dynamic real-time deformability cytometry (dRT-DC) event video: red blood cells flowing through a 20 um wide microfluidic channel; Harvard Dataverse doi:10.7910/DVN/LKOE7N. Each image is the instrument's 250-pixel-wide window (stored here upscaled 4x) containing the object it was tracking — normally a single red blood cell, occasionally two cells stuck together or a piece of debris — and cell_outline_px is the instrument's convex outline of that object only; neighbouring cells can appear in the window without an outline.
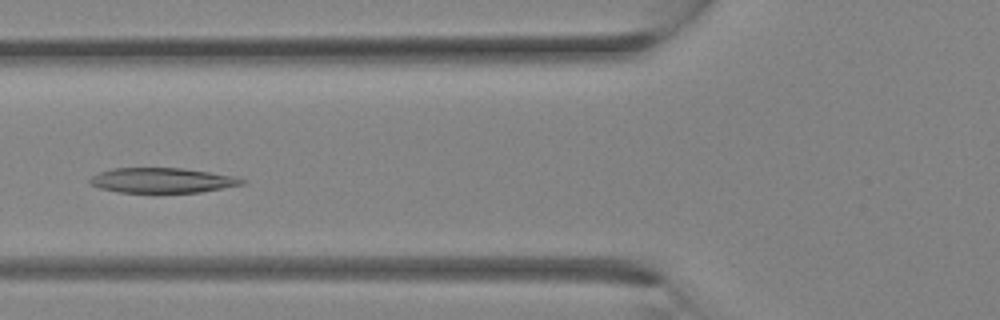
{"species": "Egyptian fruit bat (a non-hibernating species)", "species_latin": "Rousettus aegyptiacus", "temperature_condition": "room temperature", "stored_images_in_passage": 30, "camera_frame_rate_fps": 3000, "um_per_image_px": 0.085, "animal": {"sex": "female"}, "frame": {"image": 1, "passage_image": 11, "time_ms": 3.333, "image_size_px": [1000, 320], "cell_outline_px": [[248, 180], [244, 184], [200, 192], [116, 192], [100, 188], [88, 184], [88, 180], [92, 176], [100, 172], [112, 168], [184, 168], [236, 176]], "centroid_in_image_um": [13.79, 15.32], "position_along_channel_um": 112.0, "area_um2": 22.25}}
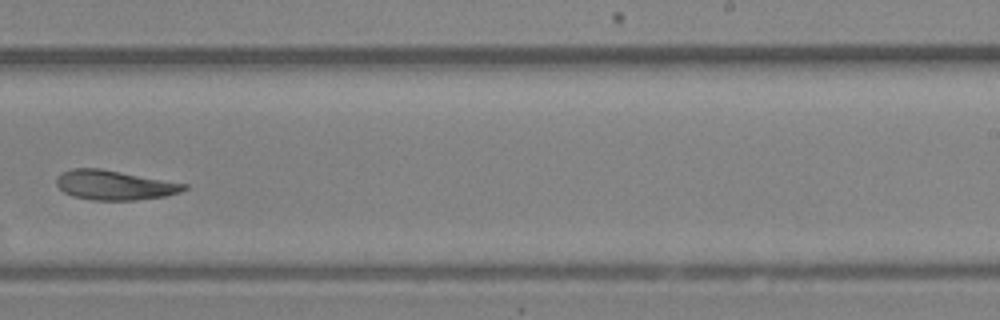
{"frame": {"image": 2, "passage_image": 19, "time_ms": 6.0, "image_size_px": [1000, 320], "cell_outline_px": [[188, 188], [180, 192], [164, 196], [136, 200], [92, 200], [72, 196], [64, 192], [56, 184], [56, 176], [60, 172], [72, 168], [100, 168], [188, 184]], "centroid_in_image_um": [9.7, 15.73], "position_along_channel_um": 279.3, "area_um2": 22.08}}
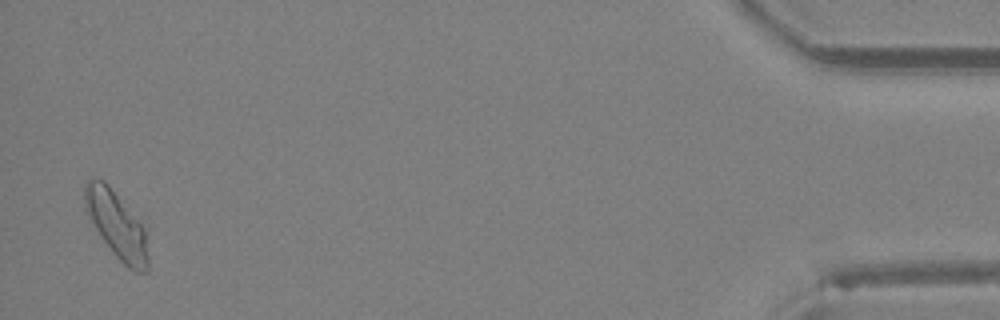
{"frame": {"image": 3, "passage_image": 30, "time_ms": 9.667, "image_size_px": [1000, 320], "cell_outline_px": [[148, 272], [132, 272], [112, 252], [100, 236], [84, 208], [84, 184], [92, 176], [104, 180], [148, 224]], "centroid_in_image_um": [9.99, 19.08], "position_along_channel_um": 425.2, "area_um2": 26.07}}